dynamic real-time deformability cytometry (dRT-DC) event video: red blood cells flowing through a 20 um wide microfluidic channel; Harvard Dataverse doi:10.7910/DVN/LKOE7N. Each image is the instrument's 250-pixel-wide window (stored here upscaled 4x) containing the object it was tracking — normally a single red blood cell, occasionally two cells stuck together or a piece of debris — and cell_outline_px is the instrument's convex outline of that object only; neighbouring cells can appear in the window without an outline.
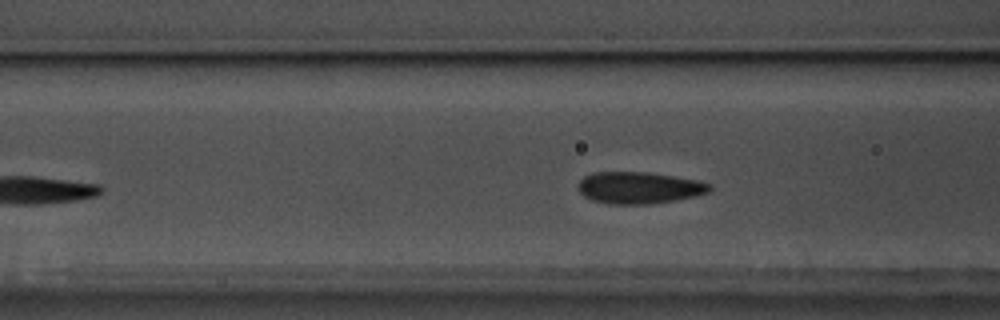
{"species": "common noctule bat (a hibernating species)", "species_latin": "Nyctalus noctula", "temperature_condition": "warm", "stored_images_in_passage": 38, "camera_frame_rate_fps": 3000, "um_per_image_px": 0.085, "animal": {"sex": "male", "body_mass_g": 17.5, "forearm_length_mm": 52.3}, "frame": {"image": 1, "passage_image": 6, "time_ms": 1.667, "image_size_px": [1000, 320], "cell_outline_px": [[712, 188], [708, 192], [696, 196], [676, 200], [648, 204], [608, 204], [592, 200], [584, 196], [580, 192], [576, 184], [584, 176], [592, 172], [644, 172], [672, 176], [696, 180], [712, 184]], "centroid_in_image_um": [54.29, 15.96], "position_along_channel_um": 112.3, "area_um2": 24.39}}
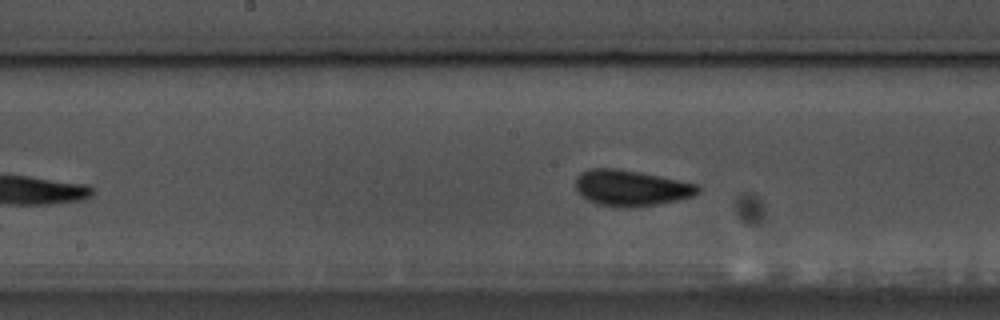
{"frame": {"image": 2, "passage_image": 13, "time_ms": 4.0, "image_size_px": [1000, 320], "cell_outline_px": [[700, 192], [692, 196], [676, 200], [656, 204], [624, 208], [596, 204], [580, 196], [576, 192], [576, 176], [580, 172], [592, 168], [620, 168], [660, 176], [696, 184], [700, 188]], "centroid_in_image_um": [53.58, 15.97], "position_along_channel_um": 194.6, "area_um2": 25.66}}
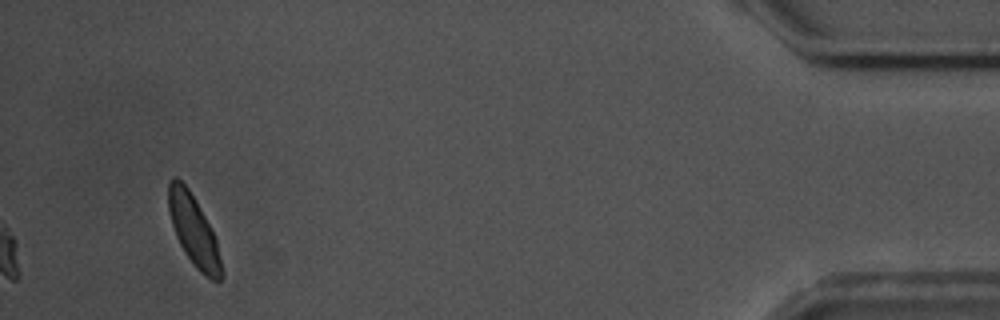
{"frame": {"image": 3, "passage_image": 38, "time_ms": 12.333, "image_size_px": [1000, 320], "cell_outline_px": [[224, 276], [220, 280], [212, 280], [200, 272], [196, 268], [184, 252], [176, 236], [168, 212], [168, 180], [172, 176], [176, 176], [188, 188], [196, 200], [216, 240], [224, 272]], "centroid_in_image_um": [16.45, 19.59], "position_along_channel_um": 418.8, "area_um2": 21.73}, "authors_computed_cell_mechanics": {"area_um2": 23.5535, "velocity_mm_per_s": 3.5389, "shape_relaxation_time_tau1_ms": 9.8025, "shape_relaxation_time_tau2_ms": null, "deformation_change_tau1": 0.1926, "deformation_change_tau2": null}}